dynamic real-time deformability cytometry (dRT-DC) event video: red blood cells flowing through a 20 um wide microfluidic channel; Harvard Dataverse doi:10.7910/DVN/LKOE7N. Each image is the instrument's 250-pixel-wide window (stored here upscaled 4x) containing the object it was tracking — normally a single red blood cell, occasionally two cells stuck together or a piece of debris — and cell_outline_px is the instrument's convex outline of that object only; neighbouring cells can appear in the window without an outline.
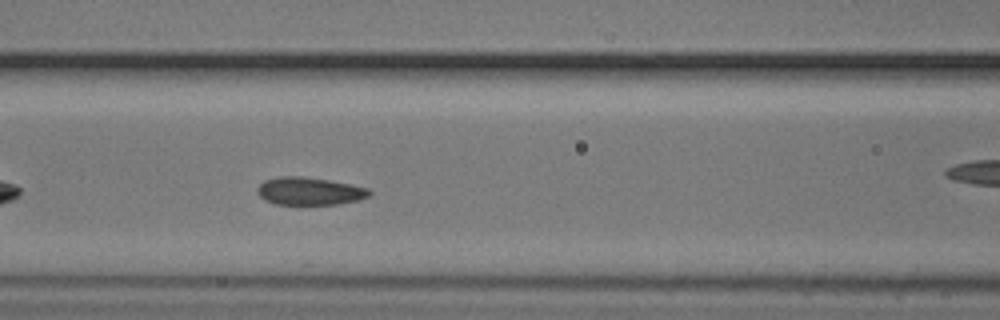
{"species": "common noctule bat (a hibernating species)", "species_latin": "Nyctalus noctula", "temperature_condition": "cold", "stored_images_in_passage": 41, "camera_frame_rate_fps": 3000, "um_per_image_px": 0.085, "animal": {"sex": "male", "body_mass_g": 20.5, "forearm_length_mm": 52.5}, "frame": {"image": 1, "passage_image": 9, "time_ms": 2.667, "image_size_px": [1000, 320], "cell_outline_px": [[372, 192], [368, 196], [356, 200], [340, 204], [276, 204], [264, 200], [256, 192], [256, 188], [264, 180], [280, 176], [304, 176], [328, 180], [368, 188]], "centroid_in_image_um": [26.26, 16.24], "position_along_channel_um": 140.3, "area_um2": 18.03}}
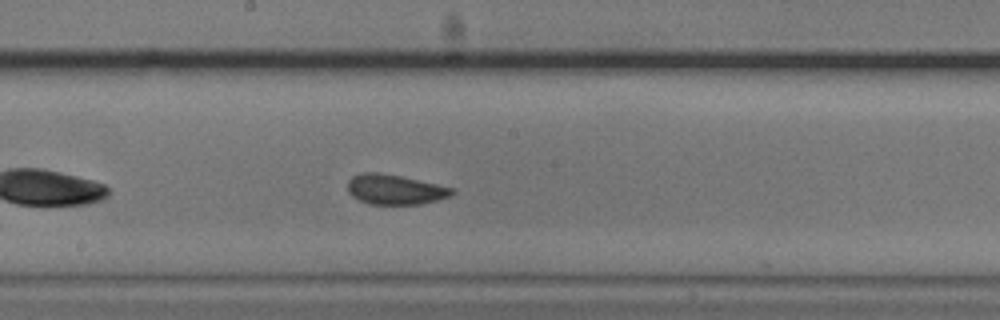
{"frame": {"image": 2, "passage_image": 15, "time_ms": 4.667, "image_size_px": [1000, 320], "cell_outline_px": [[456, 192], [452, 196], [420, 204], [368, 204], [352, 196], [348, 192], [348, 180], [352, 176], [360, 172], [376, 172], [400, 176], [436, 184], [452, 188]], "centroid_in_image_um": [33.55, 16.1], "position_along_channel_um": 214.7, "area_um2": 18.15}}
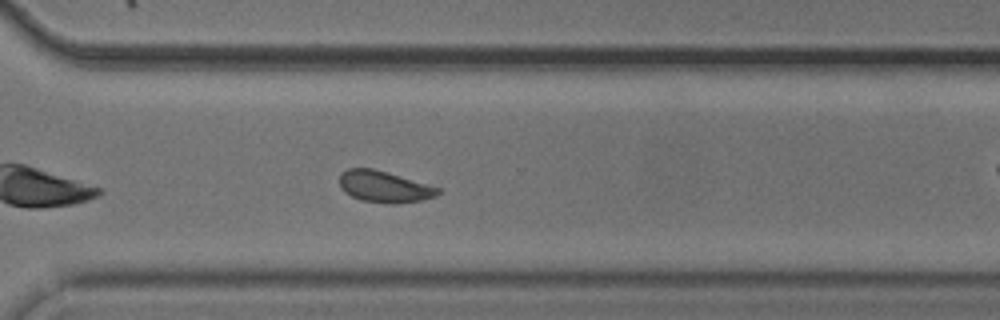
{"frame": {"image": 3, "passage_image": 25, "time_ms": 8.0, "image_size_px": [1000, 320], "cell_outline_px": [[444, 188], [436, 196], [420, 200], [364, 200], [352, 196], [344, 192], [340, 188], [340, 172], [348, 168], [372, 168]], "centroid_in_image_um": [32.65, 15.79], "position_along_channel_um": 337.9, "area_um2": 17.22}, "authors_computed_cell_mechanics": {"area_um2": 17.8602, "velocity_mm_per_s": 3.7148, "shape_relaxation_time_tau1_ms": null, "shape_relaxation_time_tau2_ms": 2.4025, "deformation_change_tau1": null, "deformation_change_tau2": 0.0582}}